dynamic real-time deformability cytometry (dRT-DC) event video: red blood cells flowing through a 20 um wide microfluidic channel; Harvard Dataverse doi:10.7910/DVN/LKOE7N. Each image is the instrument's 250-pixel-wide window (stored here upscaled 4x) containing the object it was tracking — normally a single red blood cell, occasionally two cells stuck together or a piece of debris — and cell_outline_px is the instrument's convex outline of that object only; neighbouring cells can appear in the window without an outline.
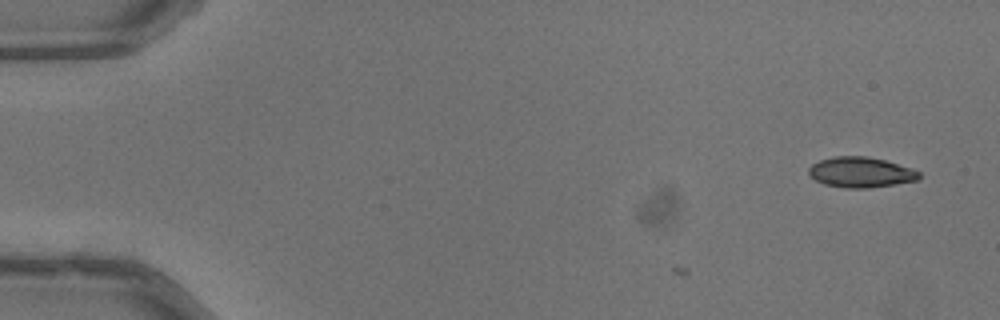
{"species": "common noctule bat (a hibernating species)", "species_latin": "Nyctalus noctula", "temperature_condition": "warm", "stored_images_in_passage": 6, "camera_frame_rate_fps": 3000, "um_per_image_px": 0.085, "animal": {"sex": "male", "body_mass_g": 13.3}, "frame": {"image": 1, "passage_image": 1, "time_ms": 0.0, "image_size_px": [1000, 320], "cell_outline_px": [[920, 180], [868, 188], [844, 188], [824, 184], [816, 180], [808, 172], [808, 168], [812, 164], [820, 160], [832, 156], [864, 156], [884, 160], [912, 168], [920, 172]], "centroid_in_image_um": [73.17, 14.64], "position_along_channel_um": 11.8, "area_um2": 19.54}}